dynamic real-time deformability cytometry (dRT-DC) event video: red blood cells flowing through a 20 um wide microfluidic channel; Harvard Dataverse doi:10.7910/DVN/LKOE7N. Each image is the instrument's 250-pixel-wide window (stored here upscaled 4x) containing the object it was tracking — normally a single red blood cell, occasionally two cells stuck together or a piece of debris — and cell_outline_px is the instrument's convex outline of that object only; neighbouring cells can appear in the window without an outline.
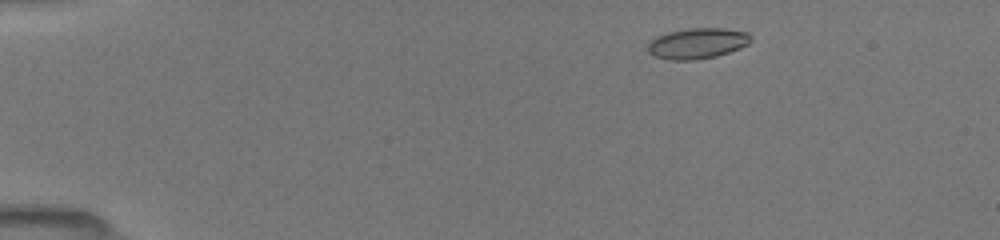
{"species": "common noctule bat (a hibernating species)", "species_latin": "Nyctalus noctula", "temperature_condition": "room temperature", "stored_images_in_passage": 47, "camera_frame_rate_fps": 3000, "um_per_image_px": 0.085, "animal": {"sex": "female", "body_mass_g": 19.5, "forearm_length_mm": 54.1}, "frame": {"image": 1, "passage_image": 4, "time_ms": 1.0, "image_size_px": [1000, 240], "cell_outline_px": [[752, 40], [748, 44], [740, 48], [716, 56], [696, 60], [668, 60], [652, 56], [648, 52], [648, 44], [656, 36], [668, 32], [688, 28], [724, 28], [748, 32], [752, 36]], "centroid_in_image_um": [59.28, 3.69], "position_along_channel_um": 25.7, "area_um2": 18.61}}
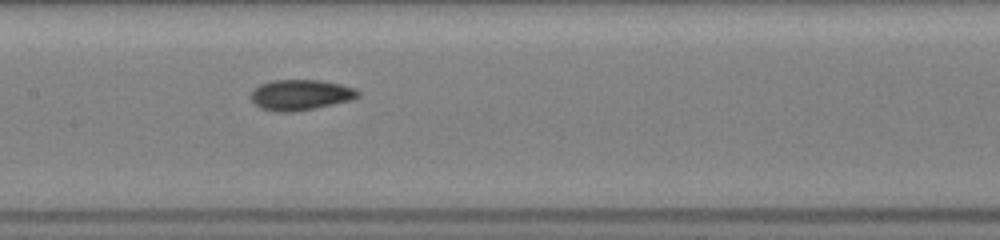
{"frame": {"image": 2, "passage_image": 22, "time_ms": 7.0, "image_size_px": [1000, 240], "cell_outline_px": [[360, 96], [352, 100], [316, 108], [292, 112], [276, 112], [260, 108], [252, 100], [252, 92], [260, 84], [272, 80], [320, 80], [340, 84], [356, 88], [360, 92]], "centroid_in_image_um": [25.59, 8.07], "position_along_channel_um": 181.8, "area_um2": 19.13}}
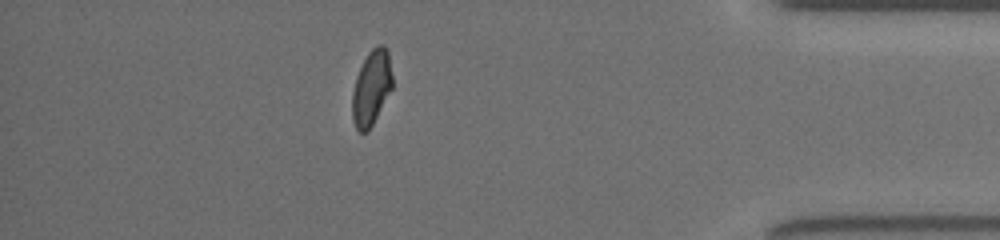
{"frame": {"image": 3, "passage_image": 41, "time_ms": 13.333, "image_size_px": [1000, 240], "cell_outline_px": [[392, 88], [368, 132], [356, 132], [352, 116], [352, 92], [356, 76], [368, 52], [376, 44], [384, 44], [388, 48], [392, 76]], "centroid_in_image_um": [31.57, 7.45], "position_along_channel_um": 403.6, "area_um2": 17.69}, "authors_computed_cell_mechanics": {"area_um2": 18.1492, "velocity_mm_per_s": 4.0506, "shape_relaxation_time_tau1_ms": 6.5037, "shape_relaxation_time_tau2_ms": 1.5513, "deformation_change_tau1": 0.1643, "deformation_change_tau2": 0.057}}